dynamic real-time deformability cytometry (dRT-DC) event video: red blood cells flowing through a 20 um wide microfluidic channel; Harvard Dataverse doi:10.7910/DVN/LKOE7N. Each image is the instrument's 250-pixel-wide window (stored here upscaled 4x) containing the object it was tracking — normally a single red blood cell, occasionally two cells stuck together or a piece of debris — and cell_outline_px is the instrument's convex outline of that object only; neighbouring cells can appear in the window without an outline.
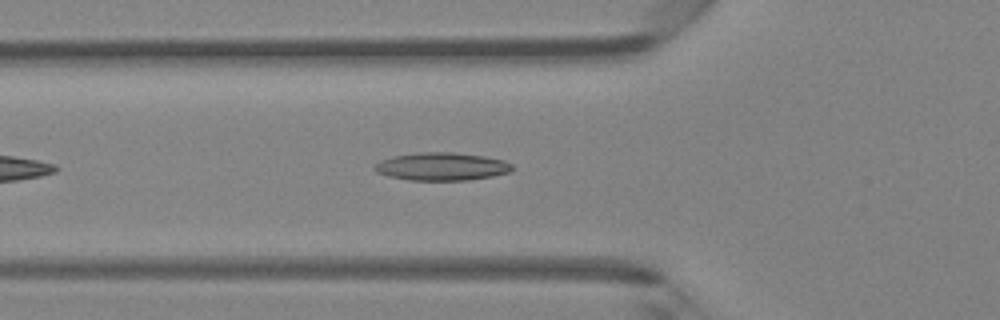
{"species": "Egyptian fruit bat (a non-hibernating species)", "species_latin": "Rousettus aegyptiacus", "temperature_condition": "room temperature", "stored_images_in_passage": 36, "camera_frame_rate_fps": 3000, "um_per_image_px": 0.085, "animal": {"sex": "female"}, "frame": {"image": 1, "passage_image": 6, "time_ms": 1.667, "image_size_px": [1000, 320], "cell_outline_px": [[512, 172], [492, 176], [468, 180], [408, 180], [388, 176], [376, 172], [372, 168], [380, 160], [392, 156], [416, 152], [452, 152], [484, 156], [504, 160], [512, 164]], "centroid_in_image_um": [37.53, 14.15], "position_along_channel_um": 88.3, "area_um2": 22.54}}
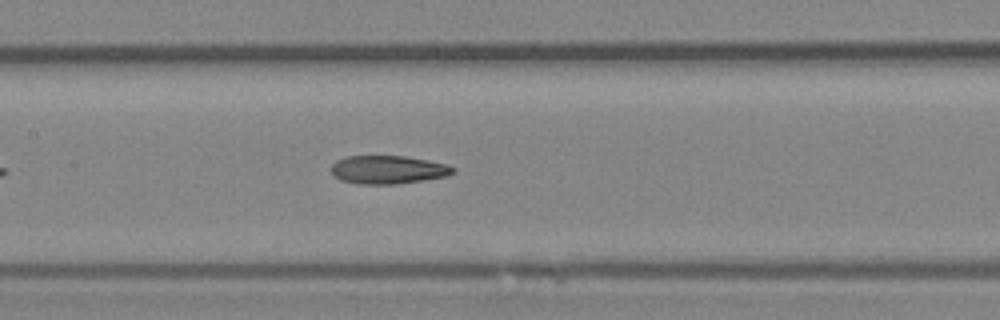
{"frame": {"image": 2, "passage_image": 12, "time_ms": 3.667, "image_size_px": [1000, 320], "cell_outline_px": [[456, 172], [448, 176], [396, 184], [360, 184], [340, 180], [332, 172], [332, 164], [336, 160], [348, 156], [404, 156], [428, 160], [444, 164], [456, 168]], "centroid_in_image_um": [33.0, 14.42], "position_along_channel_um": 174.4, "area_um2": 20.0}}
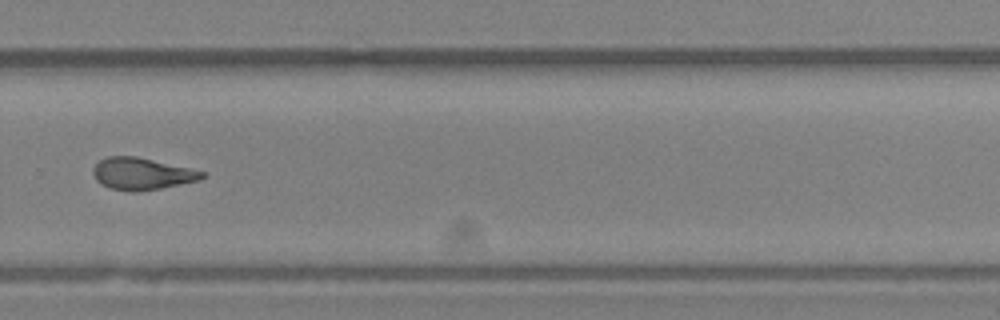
{"frame": {"image": 3, "passage_image": 22, "time_ms": 7.0, "image_size_px": [1000, 320], "cell_outline_px": [[204, 176], [200, 180], [160, 188], [136, 192], [132, 192], [112, 188], [96, 180], [92, 172], [92, 168], [100, 160], [108, 156], [136, 156], [188, 168], [204, 172]], "centroid_in_image_um": [12.03, 14.76], "position_along_channel_um": 317.8, "area_um2": 19.94}, "authors_computed_cell_mechanics": {"area_um2": 20.4034, "velocity_mm_per_s": 4.3182, "shape_relaxation_time_tau1_ms": null, "shape_relaxation_time_tau2_ms": 4.2778, "deformation_change_tau1": null, "deformation_change_tau2": 0.1394}}